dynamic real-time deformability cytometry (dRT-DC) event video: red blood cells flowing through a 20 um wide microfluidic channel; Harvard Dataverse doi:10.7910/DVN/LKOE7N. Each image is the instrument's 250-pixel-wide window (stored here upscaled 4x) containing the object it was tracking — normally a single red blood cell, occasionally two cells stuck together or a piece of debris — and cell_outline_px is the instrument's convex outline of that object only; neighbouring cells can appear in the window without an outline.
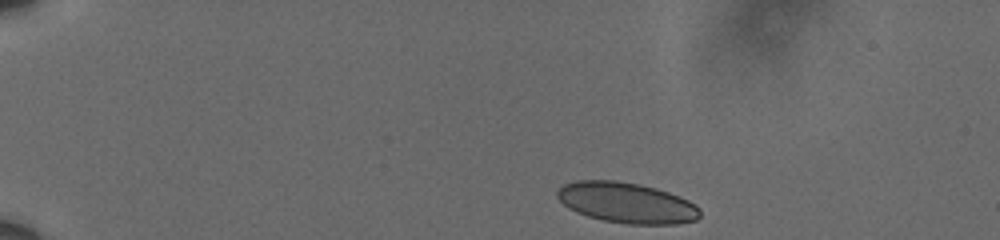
{"species": "human", "species_latin": "Homo sapiens", "temperature_condition": "cold", "stored_images_in_passage": 37, "camera_frame_rate_fps": 3000, "um_per_image_px": 0.085, "donor": {"sex": "male"}, "frame": {"image": 1, "passage_image": 1, "time_ms": 0.0, "image_size_px": [1000, 240], "cell_outline_px": [[700, 216], [696, 220], [676, 224], [628, 224], [604, 220], [588, 216], [576, 212], [568, 208], [556, 196], [556, 192], [564, 184], [576, 180], [616, 180], [640, 184], [656, 188], [680, 196], [696, 204], [700, 208]], "centroid_in_image_um": [53.28, 17.23], "position_along_channel_um": 31.7, "area_um2": 33.87}}
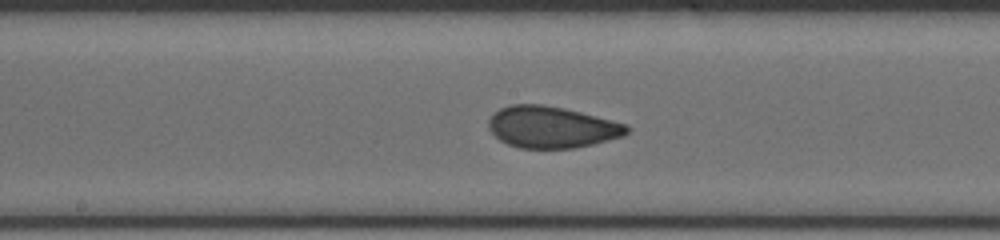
{"frame": {"image": 2, "passage_image": 16, "time_ms": 5.0, "image_size_px": [1000, 240], "cell_outline_px": [[628, 132], [624, 136], [592, 144], [572, 148], [520, 148], [508, 144], [500, 140], [488, 128], [488, 120], [500, 108], [512, 104], [540, 104], [564, 108], [628, 124]], "centroid_in_image_um": [46.89, 10.8], "position_along_channel_um": 201.3, "area_um2": 33.29}}
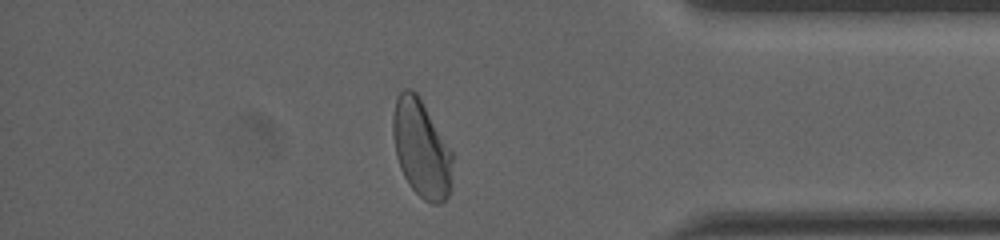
{"frame": {"image": 3, "passage_image": 32, "time_ms": 10.333, "image_size_px": [1000, 240], "cell_outline_px": [[452, 184], [448, 196], [440, 204], [432, 204], [424, 200], [408, 184], [400, 168], [396, 156], [392, 136], [392, 116], [396, 96], [404, 88], [412, 88], [416, 92], [452, 152]], "centroid_in_image_um": [35.79, 12.64], "position_along_channel_um": 399.4, "area_um2": 33.99}, "authors_computed_cell_mechanics": {"area_um2": 33.813, "velocity_mm_per_s": 3.6135, "shape_relaxation_time_tau1_ms": 10.5076, "shape_relaxation_time_tau2_ms": null, "deformation_change_tau1": 0.1832, "deformation_change_tau2": null}}